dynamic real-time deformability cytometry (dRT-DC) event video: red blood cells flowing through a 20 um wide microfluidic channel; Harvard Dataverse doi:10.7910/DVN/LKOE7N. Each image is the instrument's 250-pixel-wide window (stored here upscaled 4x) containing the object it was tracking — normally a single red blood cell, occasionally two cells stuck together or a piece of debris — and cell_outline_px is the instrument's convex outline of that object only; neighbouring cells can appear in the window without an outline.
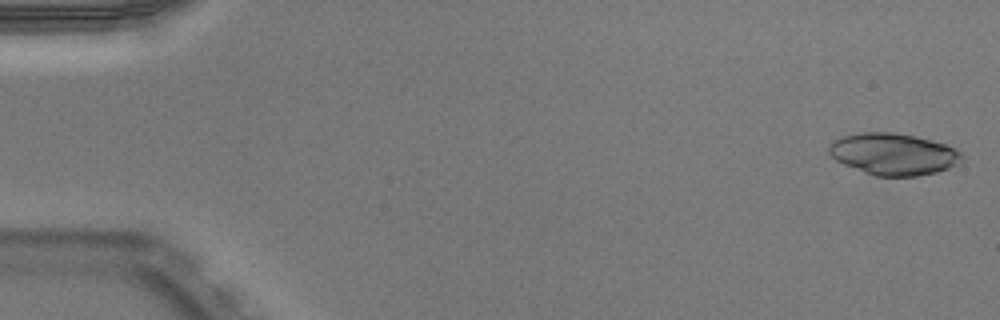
{"species": "Egyptian fruit bat (a non-hibernating species)", "species_latin": "Rousettus aegyptiacus", "temperature_condition": "warm", "stored_images_in_passage": 50, "camera_frame_rate_fps": 3000, "um_per_image_px": 0.085, "animal": {"sex": "male"}, "frame": {"image": 1, "passage_image": 1, "time_ms": 0.0, "image_size_px": [1000, 320], "cell_outline_px": [[964, 156], [956, 164], [948, 168], [936, 172], [916, 176], [872, 176], [844, 164], [836, 160], [828, 152], [828, 148], [836, 140], [844, 136], [860, 132], [892, 132], [932, 140], [956, 148]], "centroid_in_image_um": [75.94, 13.1], "position_along_channel_um": 9.1, "area_um2": 32.08}}
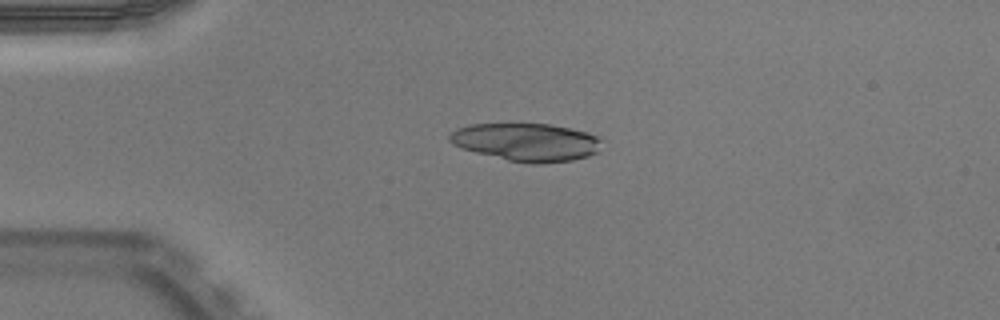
{"frame": {"image": 2, "passage_image": 12, "time_ms": 3.667, "image_size_px": [1000, 320], "cell_outline_px": [[600, 140], [596, 152], [588, 156], [572, 160], [540, 164], [532, 164], [508, 160], [460, 148], [452, 144], [448, 140], [448, 136], [456, 128], [472, 124], [548, 124], [572, 128], [588, 132], [596, 136]], "centroid_in_image_um": [44.71, 12.08], "position_along_channel_um": 40.3, "area_um2": 33.47}}